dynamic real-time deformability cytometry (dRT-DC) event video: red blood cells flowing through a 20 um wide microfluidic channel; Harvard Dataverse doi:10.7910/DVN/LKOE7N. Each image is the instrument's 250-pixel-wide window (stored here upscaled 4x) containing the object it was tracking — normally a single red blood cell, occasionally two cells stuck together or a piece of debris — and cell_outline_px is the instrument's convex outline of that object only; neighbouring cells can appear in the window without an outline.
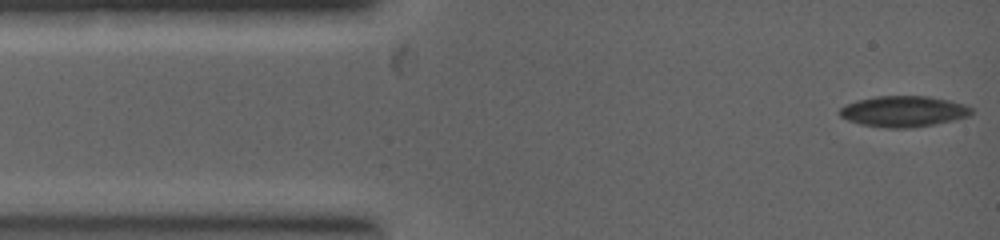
{"species": "common noctule bat (a hibernating species)", "species_latin": "Nyctalus noctula", "temperature_condition": "warm", "stored_images_in_passage": 3, "camera_frame_rate_fps": 5000, "um_per_image_px": 0.085, "animal": {"sex": "female", "body_mass_g": 19.0, "forearm_length_mm": 53.3}, "frame": {"image": 1, "passage_image": 1, "time_ms": 0.0, "image_size_px": [1000, 240], "cell_outline_px": [[972, 112], [968, 116], [952, 120], [912, 128], [888, 128], [860, 124], [848, 120], [840, 116], [840, 108], [856, 100], [876, 96], [928, 96], [948, 100], [964, 104], [972, 108]], "centroid_in_image_um": [76.78, 9.46], "position_along_channel_um": 8.2, "area_um2": 23.52}}
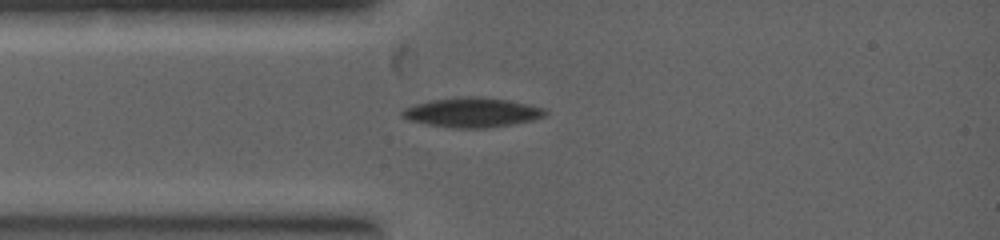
{"frame": {"image": 2, "passage_image": 3, "time_ms": 1.6, "image_size_px": [1000, 240], "cell_outline_px": [[548, 112], [544, 116], [532, 120], [512, 124], [488, 128], [452, 128], [428, 124], [408, 120], [400, 116], [400, 112], [404, 108], [416, 104], [432, 100], [508, 100], [544, 108]], "centroid_in_image_um": [40.11, 9.62], "position_along_channel_um": 44.9, "area_um2": 23.29}}